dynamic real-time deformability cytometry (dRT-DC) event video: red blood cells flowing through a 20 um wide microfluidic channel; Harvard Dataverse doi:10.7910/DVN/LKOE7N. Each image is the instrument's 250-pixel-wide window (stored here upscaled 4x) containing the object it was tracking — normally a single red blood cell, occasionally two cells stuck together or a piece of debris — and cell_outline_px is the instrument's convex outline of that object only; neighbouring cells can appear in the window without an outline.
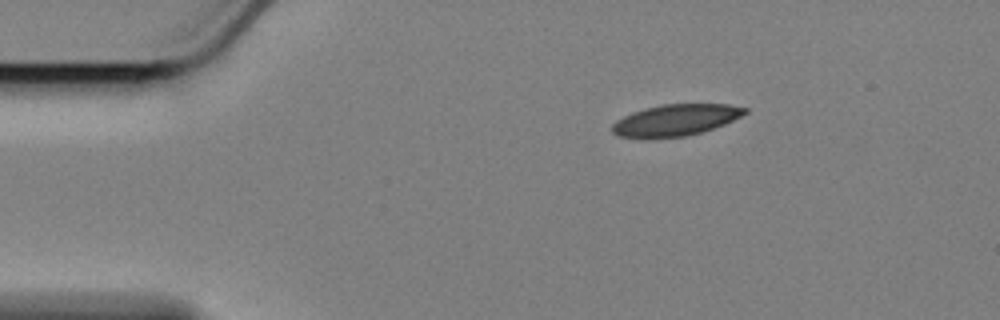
{"species": "Egyptian fruit bat (a non-hibernating species)", "species_latin": "Rousettus aegyptiacus", "temperature_condition": "cold", "stored_images_in_passage": 50, "camera_frame_rate_fps": 3000, "um_per_image_px": 0.085, "animal": {"sex": "female"}, "frame": {"image": 1, "passage_image": 1, "time_ms": 0.0, "image_size_px": [1000, 320], "cell_outline_px": [[748, 112], [724, 124], [700, 132], [684, 136], [644, 140], [640, 140], [620, 136], [612, 132], [612, 124], [616, 120], [632, 112], [644, 108], [664, 104], [728, 104], [748, 108]], "centroid_in_image_um": [57.36, 10.23], "position_along_channel_um": 27.6, "area_um2": 24.57}}
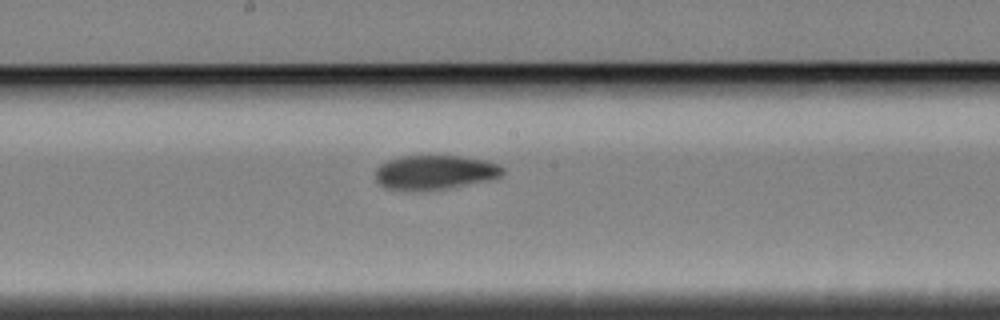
{"frame": {"image": 2, "passage_image": 22, "time_ms": 7.0, "image_size_px": [1000, 320], "cell_outline_px": [[504, 172], [500, 176], [488, 180], [448, 188], [384, 188], [376, 180], [376, 168], [380, 164], [388, 160], [400, 156], [460, 156], [488, 160], [500, 164], [504, 168]], "centroid_in_image_um": [37.01, 14.6], "position_along_channel_um": 211.2, "area_um2": 24.91}}
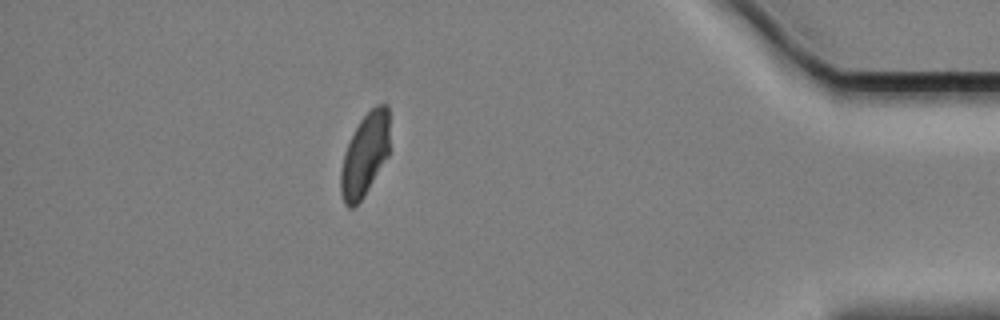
{"frame": {"image": 3, "passage_image": 43, "time_ms": 14.0, "image_size_px": [1000, 320], "cell_outline_px": [[388, 156], [360, 200], [352, 208], [348, 208], [344, 204], [340, 192], [340, 172], [344, 152], [360, 120], [376, 104], [388, 104]], "centroid_in_image_um": [30.99, 13.16], "position_along_channel_um": 404.2, "area_um2": 23.12}, "authors_computed_cell_mechanics": {"area_um2": 25.5476, "velocity_mm_per_s": 3.4113, "shape_relaxation_time_tau1_ms": 7.43, "shape_relaxation_time_tau2_ms": 2.8819, "deformation_change_tau1": 0.1532, "deformation_change_tau2": 0.0684}}